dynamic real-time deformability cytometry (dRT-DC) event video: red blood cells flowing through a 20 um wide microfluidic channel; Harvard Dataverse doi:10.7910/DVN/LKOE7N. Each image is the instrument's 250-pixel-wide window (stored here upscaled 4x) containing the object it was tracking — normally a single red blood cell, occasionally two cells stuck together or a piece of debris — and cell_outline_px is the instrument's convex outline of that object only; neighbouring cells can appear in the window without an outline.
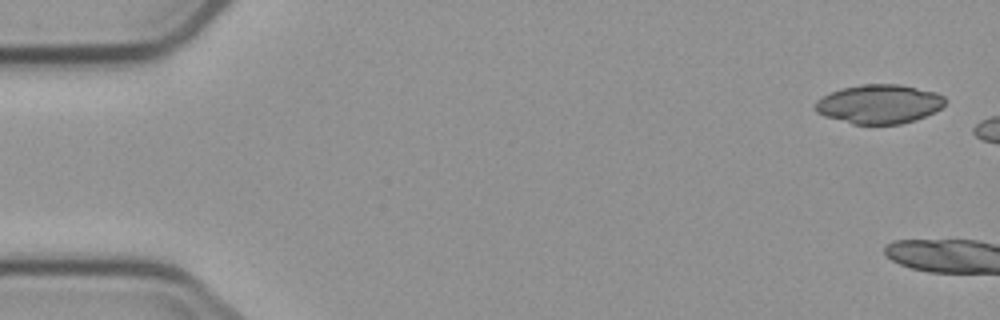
{"species": "common noctule bat (a hibernating species)", "species_latin": "Nyctalus noctula", "temperature_condition": "cold", "stored_images_in_passage": 15, "segment_of_instrument_passage": [1, 2], "camera_frame_rate_fps": 3000, "um_per_image_px": 0.085, "animal": {"sex": "male", "body_mass_g": 23.1, "forearm_length_mm": 52.7}, "frame": {"image": 1, "passage_image": 1, "time_ms": 0.0, "image_size_px": [1000, 320], "cell_outline_px": [[948, 100], [940, 108], [916, 120], [900, 124], [852, 124], [824, 116], [816, 112], [812, 108], [816, 100], [832, 92], [844, 88], [864, 84], [900, 84], [936, 92], [944, 96]], "centroid_in_image_um": [74.72, 8.85], "position_along_channel_um": 10.3, "area_um2": 29.59}}